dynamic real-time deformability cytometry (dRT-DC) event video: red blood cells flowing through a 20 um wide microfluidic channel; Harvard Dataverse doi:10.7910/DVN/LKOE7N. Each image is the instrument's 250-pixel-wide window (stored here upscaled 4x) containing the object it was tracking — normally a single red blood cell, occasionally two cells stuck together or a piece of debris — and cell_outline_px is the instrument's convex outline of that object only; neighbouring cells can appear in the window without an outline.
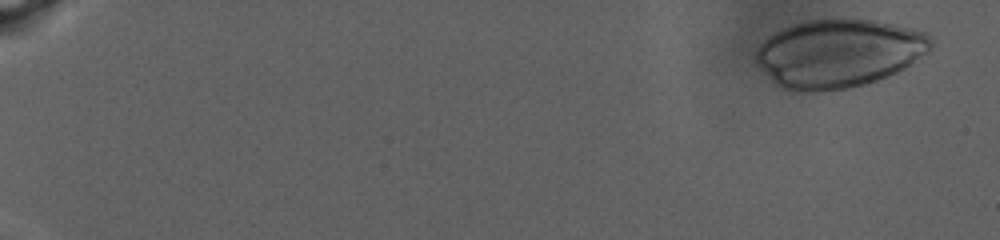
{"species": "human", "species_latin": "Homo sapiens", "temperature_condition": "warm", "stored_images_in_passage": 78, "camera_frame_rate_fps": 3000, "um_per_image_px": 0.085, "donor": {"sex": "male"}, "frame": {"image": 1, "passage_image": 5, "time_ms": 1.333, "image_size_px": [1000, 240], "cell_outline_px": [[932, 44], [924, 52], [904, 68], [896, 72], [876, 80], [864, 84], [848, 88], [816, 92], [800, 92], [780, 88], [756, 64], [756, 48], [768, 36], [792, 24], [808, 20], [876, 20], [924, 32], [932, 36]], "centroid_in_image_um": [71.22, 4.55], "position_along_channel_um": 13.8, "area_um2": 68.96}}
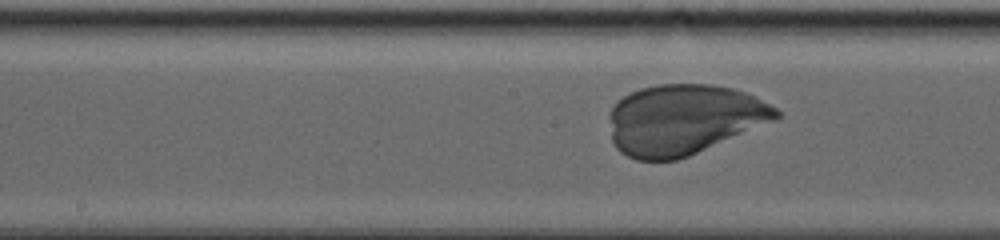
{"frame": {"image": 2, "passage_image": 51, "time_ms": 16.667, "image_size_px": [1000, 240], "cell_outline_px": [[780, 116], [776, 120], [688, 156], [676, 160], [636, 160], [620, 152], [616, 148], [612, 140], [608, 116], [608, 112], [616, 100], [628, 92], [640, 88], [660, 84], [712, 84], [732, 88], [744, 92], [776, 108], [780, 112]], "centroid_in_image_um": [58.05, 10.15], "position_along_channel_um": 190.1, "area_um2": 68.55}}
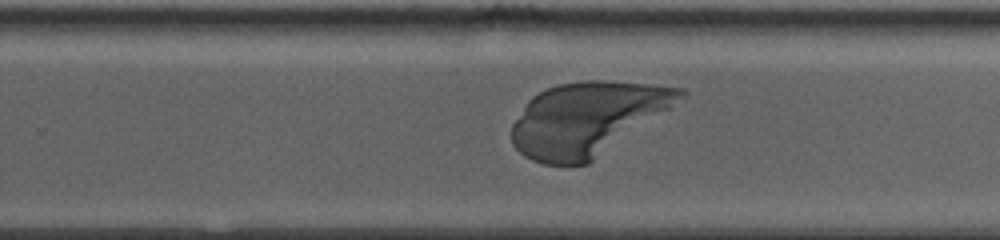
{"frame": {"image": 3, "passage_image": 62, "time_ms": 20.333, "image_size_px": [1000, 240], "cell_outline_px": [[688, 92], [684, 96], [668, 108], [588, 164], [544, 164], [532, 160], [524, 156], [512, 144], [512, 124], [528, 100], [532, 96], [548, 88], [560, 84], [584, 80], [604, 80], [648, 84], [684, 88]], "centroid_in_image_um": [49.86, 10.08], "position_along_channel_um": 279.9, "area_um2": 70.75}}